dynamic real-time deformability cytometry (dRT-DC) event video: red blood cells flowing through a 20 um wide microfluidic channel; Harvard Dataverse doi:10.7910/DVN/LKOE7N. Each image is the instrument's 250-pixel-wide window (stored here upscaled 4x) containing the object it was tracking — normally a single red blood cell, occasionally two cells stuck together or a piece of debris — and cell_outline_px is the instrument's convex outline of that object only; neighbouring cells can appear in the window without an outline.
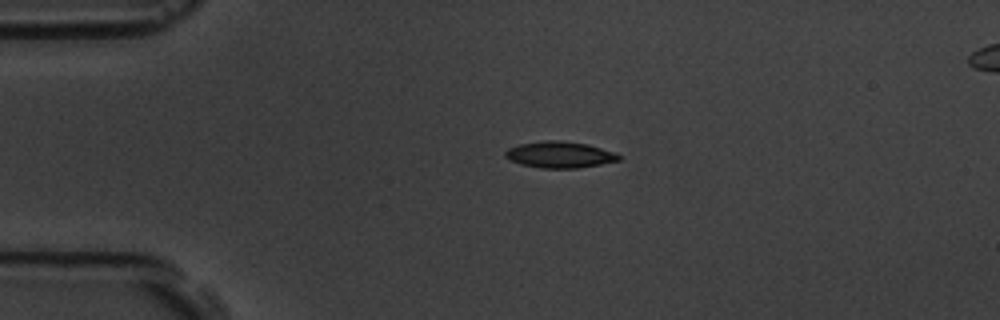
{"species": "common noctule bat (a hibernating species)", "species_latin": "Nyctalus noctula", "temperature_condition": "room temperature", "stored_images_in_passage": 4, "camera_frame_rate_fps": 3000, "um_per_image_px": 0.085, "animal": {"sex": "male", "body_mass_g": 19.5, "forearm_length_mm": 54.6}, "frame": {"image": 1, "passage_image": 2, "time_ms": 1.333, "image_size_px": [1000, 320], "cell_outline_px": [[620, 160], [580, 168], [540, 168], [520, 164], [508, 160], [504, 156], [504, 152], [508, 148], [520, 144], [544, 140], [560, 140], [588, 144], [612, 152], [620, 156]], "centroid_in_image_um": [47.51, 13.15], "position_along_channel_um": 37.5, "area_um2": 17.46}}